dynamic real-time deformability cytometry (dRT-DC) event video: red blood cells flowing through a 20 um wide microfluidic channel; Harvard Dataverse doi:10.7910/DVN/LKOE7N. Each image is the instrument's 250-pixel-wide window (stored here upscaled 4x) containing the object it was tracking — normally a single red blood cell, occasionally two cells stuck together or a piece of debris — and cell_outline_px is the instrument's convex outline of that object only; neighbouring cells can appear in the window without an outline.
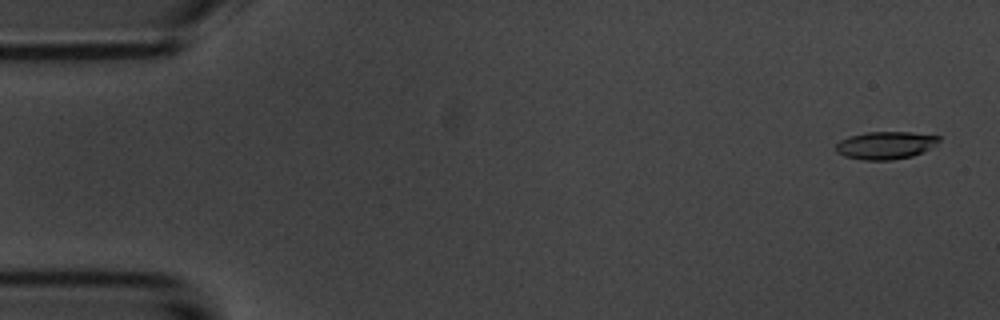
{"species": "common noctule bat (a hibernating species)", "species_latin": "Nyctalus noctula", "temperature_condition": "room temperature", "stored_images_in_passage": 5, "camera_frame_rate_fps": 3000, "um_per_image_px": 0.085, "animal": {"sex": "male", "body_mass_g": 20.1, "forearm_length_mm": 53.5}, "frame": {"image": 1, "passage_image": 1, "time_ms": 0.0, "image_size_px": [1000, 320], "cell_outline_px": [[940, 140], [936, 144], [912, 156], [892, 160], [864, 160], [844, 156], [836, 152], [836, 144], [840, 140], [848, 136], [868, 132], [912, 132], [940, 136]], "centroid_in_image_um": [75.23, 12.34], "position_along_channel_um": 9.8, "area_um2": 16.53}}
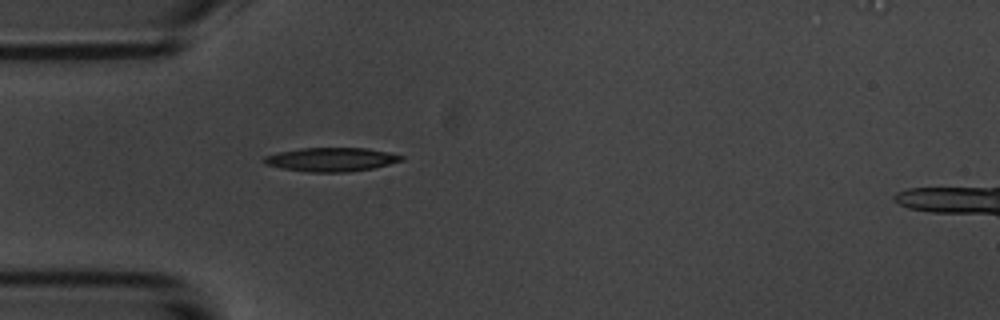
{"frame": {"image": 2, "passage_image": 5, "time_ms": 4.667, "image_size_px": [1000, 320], "cell_outline_px": [[404, 160], [372, 168], [348, 172], [308, 172], [280, 168], [264, 164], [264, 156], [276, 152], [300, 148], [368, 148], [388, 152], [404, 156]], "centroid_in_image_um": [28.12, 13.55], "position_along_channel_um": 56.9, "area_um2": 19.13}}